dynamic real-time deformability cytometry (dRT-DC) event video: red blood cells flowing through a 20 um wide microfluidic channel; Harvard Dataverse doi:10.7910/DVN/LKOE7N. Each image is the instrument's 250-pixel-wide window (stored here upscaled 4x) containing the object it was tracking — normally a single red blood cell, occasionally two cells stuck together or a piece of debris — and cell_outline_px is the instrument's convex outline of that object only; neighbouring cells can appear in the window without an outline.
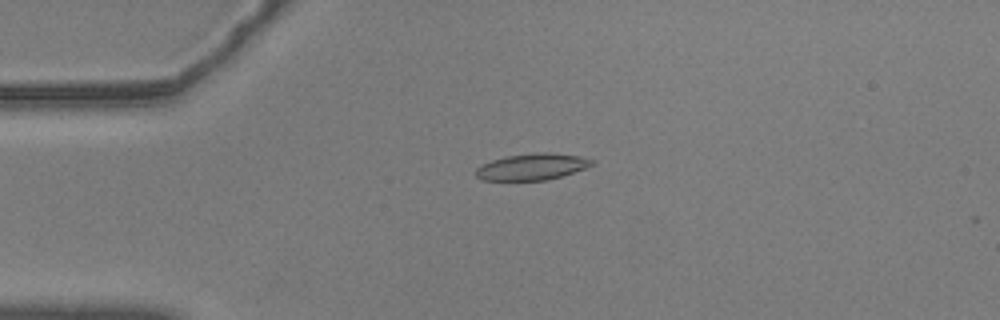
{"species": "common noctule bat (a hibernating species)", "species_latin": "Nyctalus noctula", "temperature_condition": "warm", "stored_images_in_passage": 57, "camera_frame_rate_fps": 3000, "um_per_image_px": 0.085, "animal": {"sex": "male", "body_mass_g": 20.5, "forearm_length_mm": 52.5}, "frame": {"image": 1, "passage_image": 14, "time_ms": 4.333, "image_size_px": [1000, 320], "cell_outline_px": [[596, 164], [548, 180], [480, 180], [476, 176], [476, 168], [492, 160], [508, 156], [540, 152], [548, 152], [580, 156], [596, 160]], "centroid_in_image_um": [45.25, 14.17], "position_along_channel_um": 39.7, "area_um2": 17.74}}
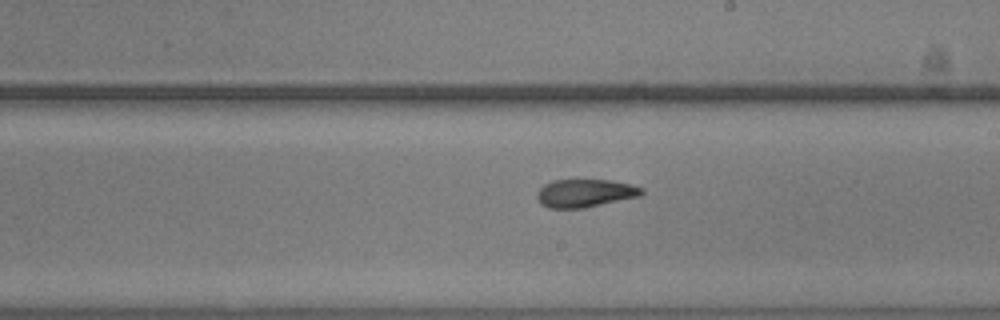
{"frame": {"image": 2, "passage_image": 33, "time_ms": 10.667, "image_size_px": [1000, 320], "cell_outline_px": [[644, 192], [640, 196], [584, 208], [548, 208], [540, 204], [536, 196], [540, 188], [544, 184], [556, 180], [612, 180], [632, 184], [644, 188]], "centroid_in_image_um": [49.75, 16.42], "position_along_channel_um": 239.3, "area_um2": 17.17}}
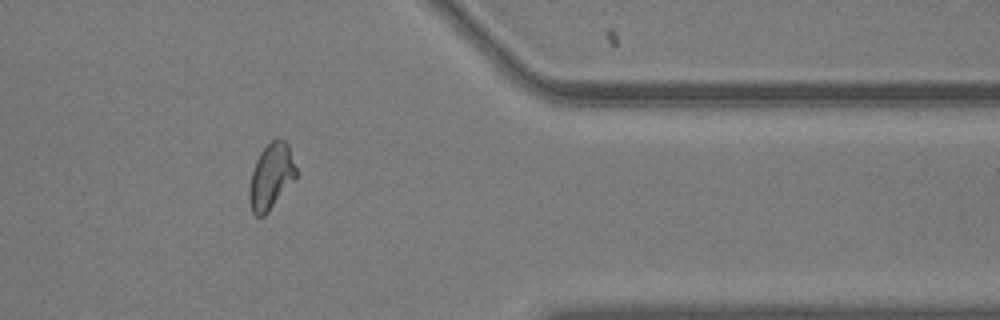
{"frame": {"image": 3, "passage_image": 47, "time_ms": 15.333, "image_size_px": [1000, 320], "cell_outline_px": [[296, 180], [268, 212], [264, 216], [256, 216], [252, 212], [248, 200], [248, 196], [252, 172], [256, 160], [260, 152], [276, 136], [280, 136], [288, 144], [296, 168]], "centroid_in_image_um": [23.05, 14.99], "position_along_channel_um": 388.3, "area_um2": 18.15}, "authors_computed_cell_mechanics": {"area_um2": 17.8602, "velocity_mm_per_s": 3.5727, "shape_relaxation_time_tau1_ms": 10.2897, "shape_relaxation_time_tau2_ms": 2.1849, "deformation_change_tau1": 0.2521, "deformation_change_tau2": 0.0808}}